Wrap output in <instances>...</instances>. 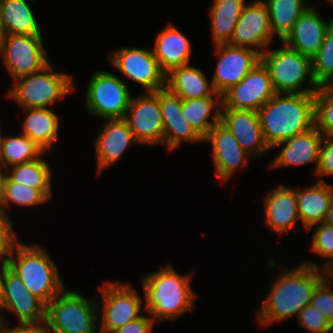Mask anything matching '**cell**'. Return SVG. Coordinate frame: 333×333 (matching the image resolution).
<instances>
[{
  "mask_svg": "<svg viewBox=\"0 0 333 333\" xmlns=\"http://www.w3.org/2000/svg\"><path fill=\"white\" fill-rule=\"evenodd\" d=\"M328 275L318 264L306 260L293 268L281 266L274 276L268 294L255 310L256 321L262 328L275 322L298 317L301 310L311 303L316 286Z\"/></svg>",
  "mask_w": 333,
  "mask_h": 333,
  "instance_id": "obj_1",
  "label": "cell"
},
{
  "mask_svg": "<svg viewBox=\"0 0 333 333\" xmlns=\"http://www.w3.org/2000/svg\"><path fill=\"white\" fill-rule=\"evenodd\" d=\"M171 264L141 278L144 291V308L152 319L175 321L187 312L194 311L198 294L192 288L194 272L180 275Z\"/></svg>",
  "mask_w": 333,
  "mask_h": 333,
  "instance_id": "obj_2",
  "label": "cell"
},
{
  "mask_svg": "<svg viewBox=\"0 0 333 333\" xmlns=\"http://www.w3.org/2000/svg\"><path fill=\"white\" fill-rule=\"evenodd\" d=\"M257 113L265 142L272 150L315 126V93H276Z\"/></svg>",
  "mask_w": 333,
  "mask_h": 333,
  "instance_id": "obj_3",
  "label": "cell"
},
{
  "mask_svg": "<svg viewBox=\"0 0 333 333\" xmlns=\"http://www.w3.org/2000/svg\"><path fill=\"white\" fill-rule=\"evenodd\" d=\"M6 259L27 289L46 305L65 288L59 267L46 249L37 243L27 245L18 240Z\"/></svg>",
  "mask_w": 333,
  "mask_h": 333,
  "instance_id": "obj_4",
  "label": "cell"
},
{
  "mask_svg": "<svg viewBox=\"0 0 333 333\" xmlns=\"http://www.w3.org/2000/svg\"><path fill=\"white\" fill-rule=\"evenodd\" d=\"M281 44L280 48H268L260 55L276 93H316L320 86L312 73V59L282 41Z\"/></svg>",
  "mask_w": 333,
  "mask_h": 333,
  "instance_id": "obj_5",
  "label": "cell"
},
{
  "mask_svg": "<svg viewBox=\"0 0 333 333\" xmlns=\"http://www.w3.org/2000/svg\"><path fill=\"white\" fill-rule=\"evenodd\" d=\"M53 65L51 61L41 71L18 78L5 96L22 108H49L71 95L75 91L72 76L54 71Z\"/></svg>",
  "mask_w": 333,
  "mask_h": 333,
  "instance_id": "obj_6",
  "label": "cell"
},
{
  "mask_svg": "<svg viewBox=\"0 0 333 333\" xmlns=\"http://www.w3.org/2000/svg\"><path fill=\"white\" fill-rule=\"evenodd\" d=\"M45 322L51 333H99L97 299L65 287L47 304Z\"/></svg>",
  "mask_w": 333,
  "mask_h": 333,
  "instance_id": "obj_7",
  "label": "cell"
},
{
  "mask_svg": "<svg viewBox=\"0 0 333 333\" xmlns=\"http://www.w3.org/2000/svg\"><path fill=\"white\" fill-rule=\"evenodd\" d=\"M98 288L99 333H112L143 315L144 299L131 283L106 281Z\"/></svg>",
  "mask_w": 333,
  "mask_h": 333,
  "instance_id": "obj_8",
  "label": "cell"
},
{
  "mask_svg": "<svg viewBox=\"0 0 333 333\" xmlns=\"http://www.w3.org/2000/svg\"><path fill=\"white\" fill-rule=\"evenodd\" d=\"M85 93L88 114L101 119H123L132 97L128 84L108 71L92 73Z\"/></svg>",
  "mask_w": 333,
  "mask_h": 333,
  "instance_id": "obj_9",
  "label": "cell"
},
{
  "mask_svg": "<svg viewBox=\"0 0 333 333\" xmlns=\"http://www.w3.org/2000/svg\"><path fill=\"white\" fill-rule=\"evenodd\" d=\"M0 54L13 82L51 62L42 35L1 34Z\"/></svg>",
  "mask_w": 333,
  "mask_h": 333,
  "instance_id": "obj_10",
  "label": "cell"
},
{
  "mask_svg": "<svg viewBox=\"0 0 333 333\" xmlns=\"http://www.w3.org/2000/svg\"><path fill=\"white\" fill-rule=\"evenodd\" d=\"M109 62L127 79L143 87V92L166 88V74L162 71L151 48L120 47L109 53Z\"/></svg>",
  "mask_w": 333,
  "mask_h": 333,
  "instance_id": "obj_11",
  "label": "cell"
},
{
  "mask_svg": "<svg viewBox=\"0 0 333 333\" xmlns=\"http://www.w3.org/2000/svg\"><path fill=\"white\" fill-rule=\"evenodd\" d=\"M124 119L139 145H163L164 127L159 90L132 96Z\"/></svg>",
  "mask_w": 333,
  "mask_h": 333,
  "instance_id": "obj_12",
  "label": "cell"
},
{
  "mask_svg": "<svg viewBox=\"0 0 333 333\" xmlns=\"http://www.w3.org/2000/svg\"><path fill=\"white\" fill-rule=\"evenodd\" d=\"M275 94L269 73L260 61L237 85L221 95V108L258 111Z\"/></svg>",
  "mask_w": 333,
  "mask_h": 333,
  "instance_id": "obj_13",
  "label": "cell"
},
{
  "mask_svg": "<svg viewBox=\"0 0 333 333\" xmlns=\"http://www.w3.org/2000/svg\"><path fill=\"white\" fill-rule=\"evenodd\" d=\"M2 310L0 316L5 326H10L5 310L18 318V324H40L46 321L47 305L27 289L9 266L5 269Z\"/></svg>",
  "mask_w": 333,
  "mask_h": 333,
  "instance_id": "obj_14",
  "label": "cell"
},
{
  "mask_svg": "<svg viewBox=\"0 0 333 333\" xmlns=\"http://www.w3.org/2000/svg\"><path fill=\"white\" fill-rule=\"evenodd\" d=\"M269 12L263 0L246 3L228 44L264 53L274 40Z\"/></svg>",
  "mask_w": 333,
  "mask_h": 333,
  "instance_id": "obj_15",
  "label": "cell"
},
{
  "mask_svg": "<svg viewBox=\"0 0 333 333\" xmlns=\"http://www.w3.org/2000/svg\"><path fill=\"white\" fill-rule=\"evenodd\" d=\"M213 48L218 61L211 81L220 95L237 85L260 62V54L250 48L230 44H218Z\"/></svg>",
  "mask_w": 333,
  "mask_h": 333,
  "instance_id": "obj_16",
  "label": "cell"
},
{
  "mask_svg": "<svg viewBox=\"0 0 333 333\" xmlns=\"http://www.w3.org/2000/svg\"><path fill=\"white\" fill-rule=\"evenodd\" d=\"M204 142L211 144V159L220 183H228L237 171L248 167L251 156L240 147L235 137L220 122L209 131L203 139Z\"/></svg>",
  "mask_w": 333,
  "mask_h": 333,
  "instance_id": "obj_17",
  "label": "cell"
},
{
  "mask_svg": "<svg viewBox=\"0 0 333 333\" xmlns=\"http://www.w3.org/2000/svg\"><path fill=\"white\" fill-rule=\"evenodd\" d=\"M104 121L103 128L94 140L98 176L117 163L128 148L139 144L124 118Z\"/></svg>",
  "mask_w": 333,
  "mask_h": 333,
  "instance_id": "obj_18",
  "label": "cell"
},
{
  "mask_svg": "<svg viewBox=\"0 0 333 333\" xmlns=\"http://www.w3.org/2000/svg\"><path fill=\"white\" fill-rule=\"evenodd\" d=\"M220 123L251 157L260 158L271 150L265 142L257 111L221 108Z\"/></svg>",
  "mask_w": 333,
  "mask_h": 333,
  "instance_id": "obj_19",
  "label": "cell"
},
{
  "mask_svg": "<svg viewBox=\"0 0 333 333\" xmlns=\"http://www.w3.org/2000/svg\"><path fill=\"white\" fill-rule=\"evenodd\" d=\"M323 136L321 131L314 126L306 132L276 144L272 149L280 147L281 151L273 158L268 167L278 169L290 166H306L313 163L315 165L313 171L315 175Z\"/></svg>",
  "mask_w": 333,
  "mask_h": 333,
  "instance_id": "obj_20",
  "label": "cell"
},
{
  "mask_svg": "<svg viewBox=\"0 0 333 333\" xmlns=\"http://www.w3.org/2000/svg\"><path fill=\"white\" fill-rule=\"evenodd\" d=\"M267 191L263 199L264 221L278 236L289 234L291 228L300 221L296 199V188L283 184Z\"/></svg>",
  "mask_w": 333,
  "mask_h": 333,
  "instance_id": "obj_21",
  "label": "cell"
},
{
  "mask_svg": "<svg viewBox=\"0 0 333 333\" xmlns=\"http://www.w3.org/2000/svg\"><path fill=\"white\" fill-rule=\"evenodd\" d=\"M315 6L316 4H311L282 41L301 55L311 59L319 51L327 30L333 24V19L324 20Z\"/></svg>",
  "mask_w": 333,
  "mask_h": 333,
  "instance_id": "obj_22",
  "label": "cell"
},
{
  "mask_svg": "<svg viewBox=\"0 0 333 333\" xmlns=\"http://www.w3.org/2000/svg\"><path fill=\"white\" fill-rule=\"evenodd\" d=\"M191 48L188 37L169 23L156 34L152 51L162 71L167 75L174 68L190 64Z\"/></svg>",
  "mask_w": 333,
  "mask_h": 333,
  "instance_id": "obj_23",
  "label": "cell"
},
{
  "mask_svg": "<svg viewBox=\"0 0 333 333\" xmlns=\"http://www.w3.org/2000/svg\"><path fill=\"white\" fill-rule=\"evenodd\" d=\"M332 186L319 178L312 185L296 189L298 215L305 230L324 222L333 197Z\"/></svg>",
  "mask_w": 333,
  "mask_h": 333,
  "instance_id": "obj_24",
  "label": "cell"
},
{
  "mask_svg": "<svg viewBox=\"0 0 333 333\" xmlns=\"http://www.w3.org/2000/svg\"><path fill=\"white\" fill-rule=\"evenodd\" d=\"M166 87L182 99L221 96L205 73L190 64L174 68L166 75Z\"/></svg>",
  "mask_w": 333,
  "mask_h": 333,
  "instance_id": "obj_25",
  "label": "cell"
},
{
  "mask_svg": "<svg viewBox=\"0 0 333 333\" xmlns=\"http://www.w3.org/2000/svg\"><path fill=\"white\" fill-rule=\"evenodd\" d=\"M23 111L27 115L22 121L21 133L49 152L59 138V115L52 108H23Z\"/></svg>",
  "mask_w": 333,
  "mask_h": 333,
  "instance_id": "obj_26",
  "label": "cell"
},
{
  "mask_svg": "<svg viewBox=\"0 0 333 333\" xmlns=\"http://www.w3.org/2000/svg\"><path fill=\"white\" fill-rule=\"evenodd\" d=\"M27 0H0L1 34L42 35Z\"/></svg>",
  "mask_w": 333,
  "mask_h": 333,
  "instance_id": "obj_27",
  "label": "cell"
},
{
  "mask_svg": "<svg viewBox=\"0 0 333 333\" xmlns=\"http://www.w3.org/2000/svg\"><path fill=\"white\" fill-rule=\"evenodd\" d=\"M208 10L213 45L228 44L246 0H212Z\"/></svg>",
  "mask_w": 333,
  "mask_h": 333,
  "instance_id": "obj_28",
  "label": "cell"
},
{
  "mask_svg": "<svg viewBox=\"0 0 333 333\" xmlns=\"http://www.w3.org/2000/svg\"><path fill=\"white\" fill-rule=\"evenodd\" d=\"M221 106V96L182 99V116L190 123L196 133L204 139L209 131L220 122Z\"/></svg>",
  "mask_w": 333,
  "mask_h": 333,
  "instance_id": "obj_29",
  "label": "cell"
},
{
  "mask_svg": "<svg viewBox=\"0 0 333 333\" xmlns=\"http://www.w3.org/2000/svg\"><path fill=\"white\" fill-rule=\"evenodd\" d=\"M43 155L33 161L8 168V177L16 183L38 189L49 201L52 198V171Z\"/></svg>",
  "mask_w": 333,
  "mask_h": 333,
  "instance_id": "obj_30",
  "label": "cell"
},
{
  "mask_svg": "<svg viewBox=\"0 0 333 333\" xmlns=\"http://www.w3.org/2000/svg\"><path fill=\"white\" fill-rule=\"evenodd\" d=\"M269 12L274 37L283 41L300 16L310 8L307 0H263Z\"/></svg>",
  "mask_w": 333,
  "mask_h": 333,
  "instance_id": "obj_31",
  "label": "cell"
},
{
  "mask_svg": "<svg viewBox=\"0 0 333 333\" xmlns=\"http://www.w3.org/2000/svg\"><path fill=\"white\" fill-rule=\"evenodd\" d=\"M44 153L43 148L21 132L19 135L3 136L0 141V158L8 168L36 160Z\"/></svg>",
  "mask_w": 333,
  "mask_h": 333,
  "instance_id": "obj_32",
  "label": "cell"
},
{
  "mask_svg": "<svg viewBox=\"0 0 333 333\" xmlns=\"http://www.w3.org/2000/svg\"><path fill=\"white\" fill-rule=\"evenodd\" d=\"M47 202L49 200L38 189L13 182L9 177L0 197V205L7 213H9L7 209L11 208V204L21 207H35L47 204Z\"/></svg>",
  "mask_w": 333,
  "mask_h": 333,
  "instance_id": "obj_33",
  "label": "cell"
},
{
  "mask_svg": "<svg viewBox=\"0 0 333 333\" xmlns=\"http://www.w3.org/2000/svg\"><path fill=\"white\" fill-rule=\"evenodd\" d=\"M164 127L163 145L167 150L174 151L181 147V143H202L203 139L191 127L190 123L184 116L162 117Z\"/></svg>",
  "mask_w": 333,
  "mask_h": 333,
  "instance_id": "obj_34",
  "label": "cell"
},
{
  "mask_svg": "<svg viewBox=\"0 0 333 333\" xmlns=\"http://www.w3.org/2000/svg\"><path fill=\"white\" fill-rule=\"evenodd\" d=\"M312 73L319 86L333 85V24L327 30L319 51L312 58Z\"/></svg>",
  "mask_w": 333,
  "mask_h": 333,
  "instance_id": "obj_35",
  "label": "cell"
},
{
  "mask_svg": "<svg viewBox=\"0 0 333 333\" xmlns=\"http://www.w3.org/2000/svg\"><path fill=\"white\" fill-rule=\"evenodd\" d=\"M315 126L333 136V85L320 86L315 93Z\"/></svg>",
  "mask_w": 333,
  "mask_h": 333,
  "instance_id": "obj_36",
  "label": "cell"
},
{
  "mask_svg": "<svg viewBox=\"0 0 333 333\" xmlns=\"http://www.w3.org/2000/svg\"><path fill=\"white\" fill-rule=\"evenodd\" d=\"M314 226L311 244L309 245L310 251L320 257L322 256V259L323 257L326 258L320 268L329 272L333 268V227L321 223L311 226L307 231H311Z\"/></svg>",
  "mask_w": 333,
  "mask_h": 333,
  "instance_id": "obj_37",
  "label": "cell"
},
{
  "mask_svg": "<svg viewBox=\"0 0 333 333\" xmlns=\"http://www.w3.org/2000/svg\"><path fill=\"white\" fill-rule=\"evenodd\" d=\"M333 278L328 274L315 288L311 305L333 324Z\"/></svg>",
  "mask_w": 333,
  "mask_h": 333,
  "instance_id": "obj_38",
  "label": "cell"
},
{
  "mask_svg": "<svg viewBox=\"0 0 333 333\" xmlns=\"http://www.w3.org/2000/svg\"><path fill=\"white\" fill-rule=\"evenodd\" d=\"M299 326L309 333H330L332 324L313 305L305 306L297 317Z\"/></svg>",
  "mask_w": 333,
  "mask_h": 333,
  "instance_id": "obj_39",
  "label": "cell"
},
{
  "mask_svg": "<svg viewBox=\"0 0 333 333\" xmlns=\"http://www.w3.org/2000/svg\"><path fill=\"white\" fill-rule=\"evenodd\" d=\"M9 214L0 205V257H6L9 250L19 240Z\"/></svg>",
  "mask_w": 333,
  "mask_h": 333,
  "instance_id": "obj_40",
  "label": "cell"
},
{
  "mask_svg": "<svg viewBox=\"0 0 333 333\" xmlns=\"http://www.w3.org/2000/svg\"><path fill=\"white\" fill-rule=\"evenodd\" d=\"M315 175L321 177L333 176V136H323Z\"/></svg>",
  "mask_w": 333,
  "mask_h": 333,
  "instance_id": "obj_41",
  "label": "cell"
},
{
  "mask_svg": "<svg viewBox=\"0 0 333 333\" xmlns=\"http://www.w3.org/2000/svg\"><path fill=\"white\" fill-rule=\"evenodd\" d=\"M159 105L162 117L182 115V98L172 93L167 87L159 90Z\"/></svg>",
  "mask_w": 333,
  "mask_h": 333,
  "instance_id": "obj_42",
  "label": "cell"
},
{
  "mask_svg": "<svg viewBox=\"0 0 333 333\" xmlns=\"http://www.w3.org/2000/svg\"><path fill=\"white\" fill-rule=\"evenodd\" d=\"M155 323L150 315L143 314L112 333H152Z\"/></svg>",
  "mask_w": 333,
  "mask_h": 333,
  "instance_id": "obj_43",
  "label": "cell"
},
{
  "mask_svg": "<svg viewBox=\"0 0 333 333\" xmlns=\"http://www.w3.org/2000/svg\"><path fill=\"white\" fill-rule=\"evenodd\" d=\"M12 333H51L46 322L40 324H17L7 326Z\"/></svg>",
  "mask_w": 333,
  "mask_h": 333,
  "instance_id": "obj_44",
  "label": "cell"
},
{
  "mask_svg": "<svg viewBox=\"0 0 333 333\" xmlns=\"http://www.w3.org/2000/svg\"><path fill=\"white\" fill-rule=\"evenodd\" d=\"M9 266L6 257H0V313L3 308L4 301V277L5 269Z\"/></svg>",
  "mask_w": 333,
  "mask_h": 333,
  "instance_id": "obj_45",
  "label": "cell"
},
{
  "mask_svg": "<svg viewBox=\"0 0 333 333\" xmlns=\"http://www.w3.org/2000/svg\"><path fill=\"white\" fill-rule=\"evenodd\" d=\"M8 178V167L3 163L0 158V197L4 190V185Z\"/></svg>",
  "mask_w": 333,
  "mask_h": 333,
  "instance_id": "obj_46",
  "label": "cell"
},
{
  "mask_svg": "<svg viewBox=\"0 0 333 333\" xmlns=\"http://www.w3.org/2000/svg\"><path fill=\"white\" fill-rule=\"evenodd\" d=\"M323 223L333 227V197L330 201L329 209L327 211V215H326L325 220H324Z\"/></svg>",
  "mask_w": 333,
  "mask_h": 333,
  "instance_id": "obj_47",
  "label": "cell"
},
{
  "mask_svg": "<svg viewBox=\"0 0 333 333\" xmlns=\"http://www.w3.org/2000/svg\"><path fill=\"white\" fill-rule=\"evenodd\" d=\"M4 329H5V324L2 317L0 316V333H3Z\"/></svg>",
  "mask_w": 333,
  "mask_h": 333,
  "instance_id": "obj_48",
  "label": "cell"
},
{
  "mask_svg": "<svg viewBox=\"0 0 333 333\" xmlns=\"http://www.w3.org/2000/svg\"><path fill=\"white\" fill-rule=\"evenodd\" d=\"M3 333H12V332L7 328V326H5Z\"/></svg>",
  "mask_w": 333,
  "mask_h": 333,
  "instance_id": "obj_49",
  "label": "cell"
},
{
  "mask_svg": "<svg viewBox=\"0 0 333 333\" xmlns=\"http://www.w3.org/2000/svg\"><path fill=\"white\" fill-rule=\"evenodd\" d=\"M4 135L2 134V131H1V126H0V141L2 140V137H3Z\"/></svg>",
  "mask_w": 333,
  "mask_h": 333,
  "instance_id": "obj_50",
  "label": "cell"
},
{
  "mask_svg": "<svg viewBox=\"0 0 333 333\" xmlns=\"http://www.w3.org/2000/svg\"><path fill=\"white\" fill-rule=\"evenodd\" d=\"M327 1V3L332 4L333 5V0H324Z\"/></svg>",
  "mask_w": 333,
  "mask_h": 333,
  "instance_id": "obj_51",
  "label": "cell"
}]
</instances>
